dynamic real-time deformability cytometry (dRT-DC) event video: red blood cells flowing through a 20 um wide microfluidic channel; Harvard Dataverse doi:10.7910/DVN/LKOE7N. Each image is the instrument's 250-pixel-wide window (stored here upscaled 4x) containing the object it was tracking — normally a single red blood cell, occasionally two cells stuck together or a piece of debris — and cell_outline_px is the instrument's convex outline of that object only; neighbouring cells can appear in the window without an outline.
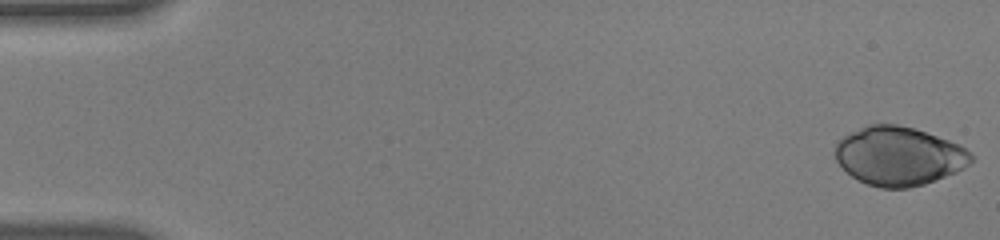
{"species": "human", "species_latin": "Homo sapiens", "temperature_condition": "warm", "stored_images_in_passage": 54, "camera_frame_rate_fps": 3000, "um_per_image_px": 0.085, "donor": {"sex": "male"}, "frame": {"image": 1, "passage_image": 1, "time_ms": 0.0, "image_size_px": [1000, 240], "cell_outline_px": [[972, 160], [964, 168], [956, 172], [924, 184], [908, 188], [880, 188], [868, 184], [852, 176], [836, 160], [836, 144], [844, 136], [868, 124], [896, 124], [912, 128], [960, 144], [972, 152]], "centroid_in_image_um": [76.42, 13.27], "position_along_channel_um": 8.6, "area_um2": 46.07}}
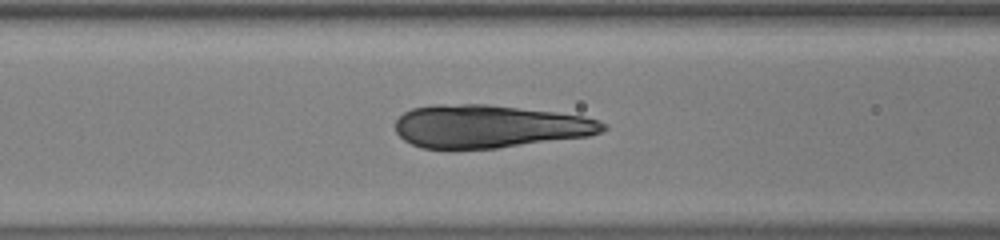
{"frame": {"image": 2, "passage_image": 23, "time_ms": 7.333, "image_size_px": [1000, 240], "cell_outline_px": [[608, 128], [600, 132], [588, 136], [496, 148], [420, 148], [404, 140], [396, 132], [396, 120], [404, 112], [412, 108], [432, 104], [488, 104], [556, 112], [584, 116], [608, 124]], "centroid_in_image_um": [41.59, 10.73], "position_along_channel_um": 125.0, "area_um2": 51.9}}
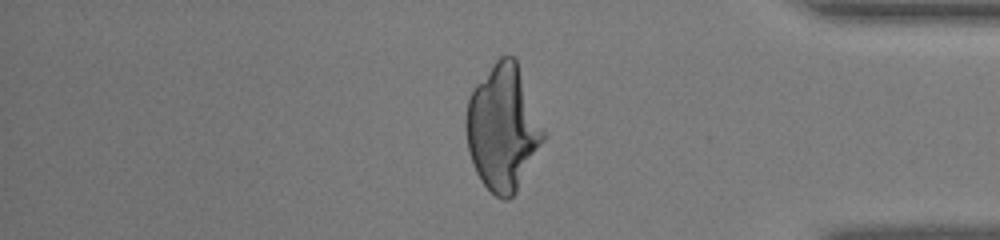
{"frame": {"image": 3, "passage_image": 46, "time_ms": 15.0, "image_size_px": [1000, 240], "cell_outline_px": [[544, 140], [516, 192], [508, 200], [504, 200], [496, 196], [480, 180], [472, 164], [468, 152], [464, 128], [464, 120], [468, 100], [472, 88], [492, 64], [500, 56], [512, 56], [516, 60], [544, 132]], "centroid_in_image_um": [42.68, 10.89], "position_along_channel_um": 392.5, "area_um2": 56.12}}